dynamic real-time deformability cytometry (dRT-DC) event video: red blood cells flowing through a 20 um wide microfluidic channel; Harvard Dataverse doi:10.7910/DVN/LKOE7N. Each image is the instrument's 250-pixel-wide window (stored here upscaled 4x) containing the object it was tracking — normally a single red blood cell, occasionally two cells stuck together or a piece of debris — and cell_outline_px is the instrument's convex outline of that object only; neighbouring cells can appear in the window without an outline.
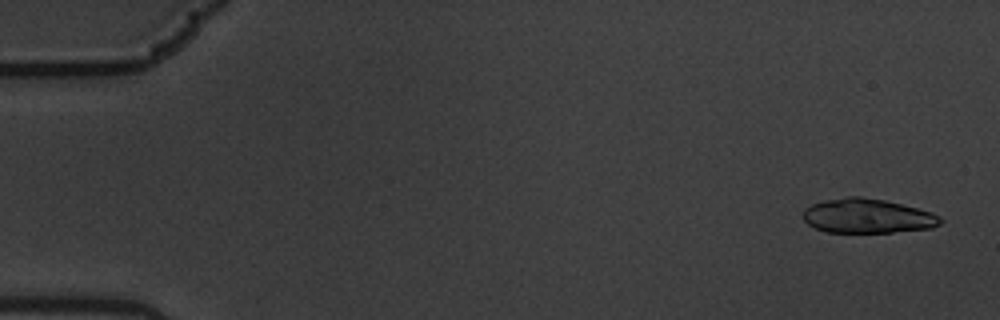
{"species": "common noctule bat (a hibernating species)", "species_latin": "Nyctalus noctula", "temperature_condition": "warm", "stored_images_in_passage": 8, "camera_frame_rate_fps": 3000, "um_per_image_px": 0.085, "animal": {"sex": "male", "body_mass_g": 19.5, "forearm_length_mm": 54.6}, "frame": {"image": 1, "passage_image": 1, "time_ms": 0.0, "image_size_px": [1000, 320], "cell_outline_px": [[944, 220], [940, 224], [932, 228], [892, 232], [828, 232], [816, 228], [808, 224], [804, 220], [804, 208], [812, 204], [824, 200], [848, 196], [860, 196], [884, 200], [932, 212], [940, 216]], "centroid_in_image_um": [73.74, 18.35], "position_along_channel_um": 11.3, "area_um2": 27.46}}
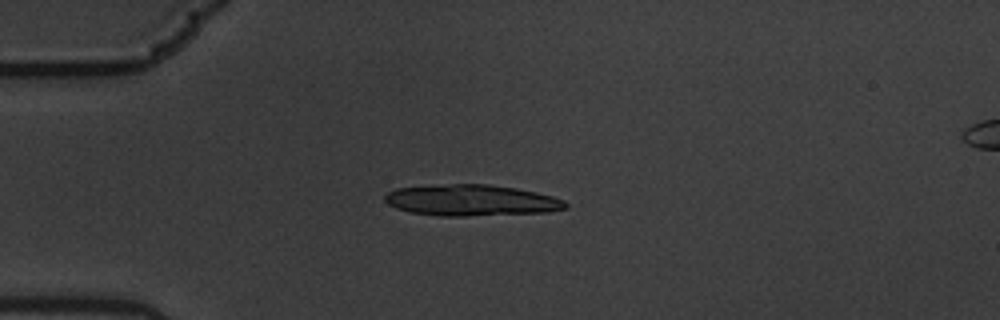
{"frame": {"image": 2, "passage_image": 5, "time_ms": 1.333, "image_size_px": [1000, 320], "cell_outline_px": [[568, 208], [548, 212], [464, 216], [440, 216], [412, 212], [396, 208], [388, 204], [384, 200], [384, 196], [388, 192], [396, 188], [452, 184], [488, 184], [516, 188], [536, 192], [552, 196], [564, 200], [568, 204]], "centroid_in_image_um": [40.08, 17.03], "position_along_channel_um": 44.9, "area_um2": 32.77}}